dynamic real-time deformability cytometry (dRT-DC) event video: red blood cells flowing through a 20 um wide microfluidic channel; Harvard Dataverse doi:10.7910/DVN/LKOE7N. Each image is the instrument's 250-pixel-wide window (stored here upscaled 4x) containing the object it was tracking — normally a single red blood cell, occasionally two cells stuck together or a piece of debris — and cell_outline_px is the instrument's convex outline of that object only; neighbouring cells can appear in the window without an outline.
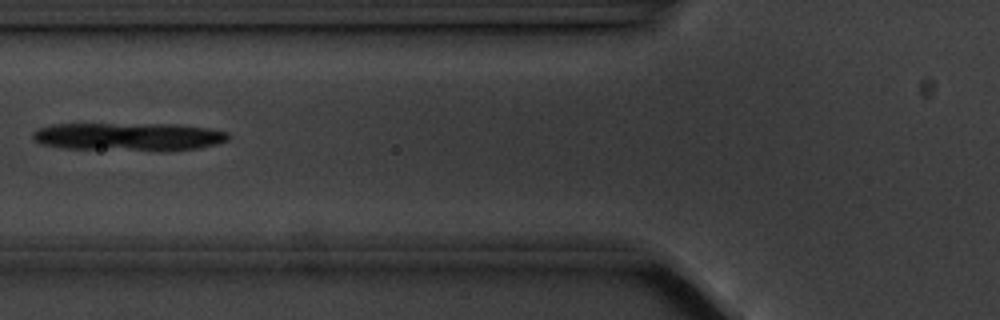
{"species": "common noctule bat (a hibernating species)", "species_latin": "Nyctalus noctula", "temperature_condition": "cold", "stored_images_in_passage": 14, "camera_frame_rate_fps": 3000, "um_per_image_px": 0.085, "animal": {"sex": "male", "body_mass_g": 20.1, "forearm_length_mm": 53.5}, "frame": {"image": 1, "passage_image": 5, "time_ms": 5.667, "image_size_px": [1000, 320], "cell_outline_px": [[228, 140], [216, 144], [196, 148], [64, 148], [40, 144], [32, 140], [32, 132], [36, 128], [52, 124], [180, 124], [208, 128], [228, 132]], "centroid_in_image_um": [10.84, 11.56], "position_along_channel_um": 115.0, "area_um2": 30.81}}